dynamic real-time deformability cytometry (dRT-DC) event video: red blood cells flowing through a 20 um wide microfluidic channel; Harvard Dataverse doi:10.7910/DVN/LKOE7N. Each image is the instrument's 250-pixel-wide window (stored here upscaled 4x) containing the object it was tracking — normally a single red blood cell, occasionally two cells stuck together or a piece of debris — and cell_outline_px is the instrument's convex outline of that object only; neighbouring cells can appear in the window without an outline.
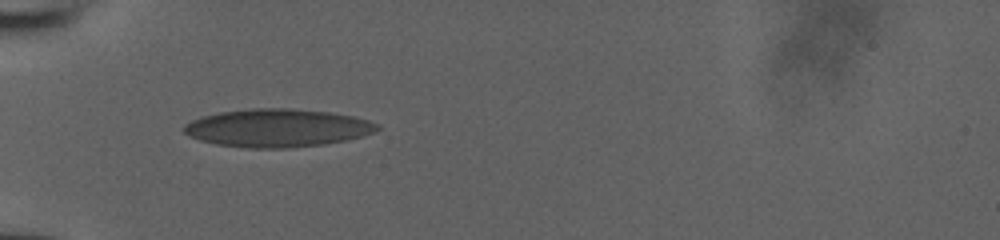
{"species": "human", "species_latin": "Homo sapiens", "temperature_condition": "room temperature", "stored_images_in_passage": 31, "camera_frame_rate_fps": 3000, "um_per_image_px": 0.085, "donor": {"sex": "male"}, "frame": {"image": 1, "passage_image": 1, "time_ms": 0.0, "image_size_px": [1000, 240], "cell_outline_px": [[380, 128], [372, 132], [360, 136], [344, 140], [324, 144], [288, 148], [248, 148], [216, 144], [200, 140], [184, 132], [180, 128], [184, 124], [192, 120], [204, 116], [220, 112], [252, 108], [288, 108], [328, 112], [352, 116], [368, 120], [380, 124]], "centroid_in_image_um": [23.55, 10.87], "position_along_channel_um": 61.5, "area_um2": 42.6}}
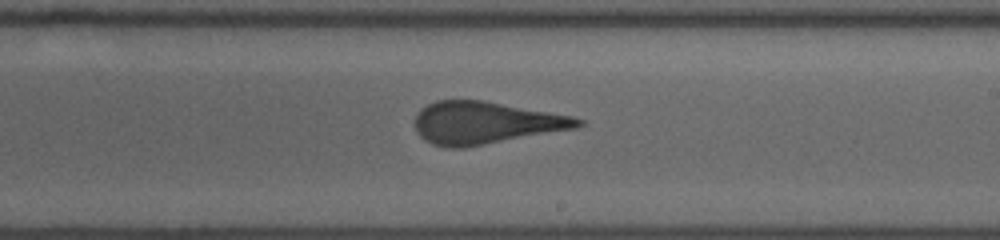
{"frame": {"image": 2, "passage_image": 15, "time_ms": 4.667, "image_size_px": [1000, 240], "cell_outline_px": [[584, 124], [576, 128], [464, 148], [444, 148], [432, 144], [424, 140], [420, 136], [416, 128], [416, 116], [428, 104], [436, 100], [484, 100], [572, 116], [584, 120]], "centroid_in_image_um": [41.27, 10.45], "position_along_channel_um": 247.7, "area_um2": 40.0}}
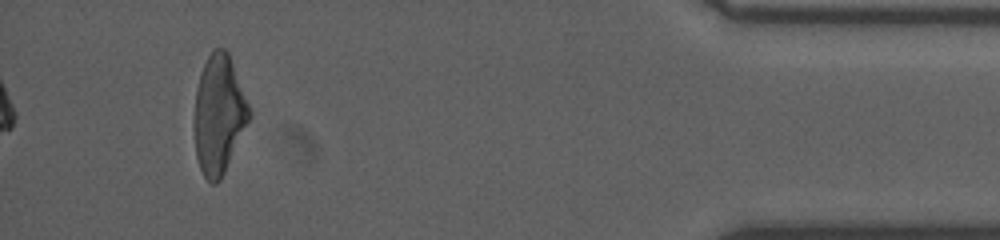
{"frame": {"image": 3, "passage_image": 31, "time_ms": 10.0, "image_size_px": [1000, 240], "cell_outline_px": [[252, 112], [224, 172], [220, 180], [216, 184], [212, 184], [204, 176], [200, 168], [196, 156], [192, 124], [192, 120], [196, 88], [200, 72], [212, 48], [224, 48], [228, 52]], "centroid_in_image_um": [18.55, 9.71], "position_along_channel_um": 416.6, "area_um2": 38.15}}